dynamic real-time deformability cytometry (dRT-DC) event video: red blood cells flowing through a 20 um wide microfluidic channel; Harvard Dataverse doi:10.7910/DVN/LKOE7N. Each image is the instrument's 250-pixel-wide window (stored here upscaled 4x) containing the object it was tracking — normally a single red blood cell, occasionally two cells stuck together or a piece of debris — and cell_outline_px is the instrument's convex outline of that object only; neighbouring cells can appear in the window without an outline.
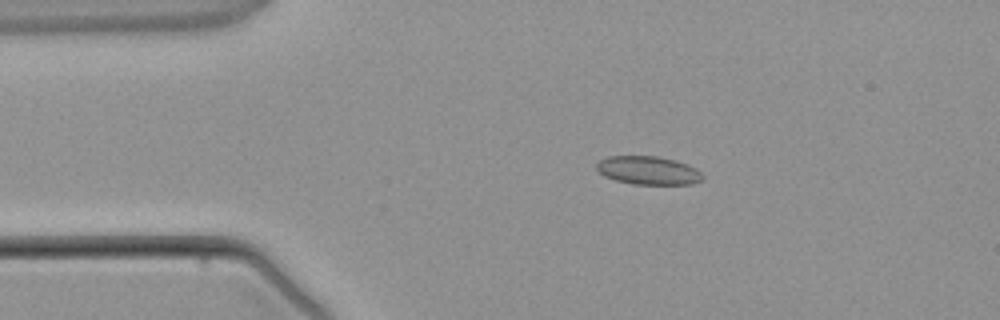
{"species": "common noctule bat (a hibernating species)", "species_latin": "Nyctalus noctula", "temperature_condition": "warm", "stored_images_in_passage": 4, "camera_frame_rate_fps": 3000, "um_per_image_px": 0.085, "animal": {"sex": "male", "body_mass_g": 21.5, "forearm_length_mm": 52.0}, "frame": {"image": 1, "passage_image": 3, "time_ms": 2.333, "image_size_px": [1000, 320], "cell_outline_px": [[704, 180], [692, 184], [632, 184], [616, 180], [604, 176], [596, 168], [596, 164], [600, 160], [608, 156], [656, 156], [672, 160], [696, 168], [704, 176]], "centroid_in_image_um": [55.1, 14.49], "position_along_channel_um": 29.9, "area_um2": 17.4}}